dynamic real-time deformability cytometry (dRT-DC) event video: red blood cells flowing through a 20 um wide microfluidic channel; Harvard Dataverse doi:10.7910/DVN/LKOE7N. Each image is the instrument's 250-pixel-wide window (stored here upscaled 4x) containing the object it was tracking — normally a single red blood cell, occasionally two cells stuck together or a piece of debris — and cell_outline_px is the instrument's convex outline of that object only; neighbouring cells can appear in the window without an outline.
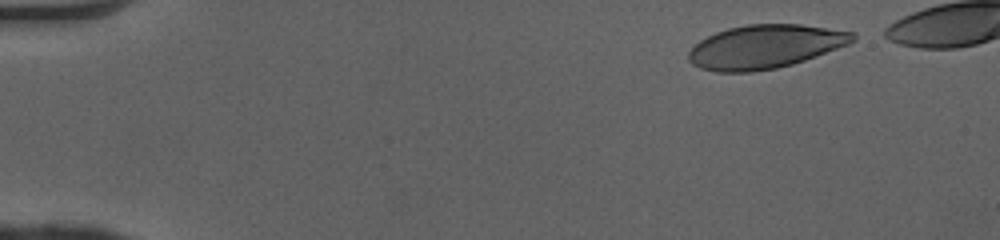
{"species": "human", "species_latin": "Homo sapiens", "temperature_condition": "cold", "stored_images_in_passage": 40, "camera_frame_rate_fps": 3000, "um_per_image_px": 0.085, "donor": {"sex": "female"}, "frame": {"image": 1, "passage_image": 2, "time_ms": 0.333, "image_size_px": [1000, 240], "cell_outline_px": [[856, 40], [848, 44], [804, 60], [792, 64], [776, 68], [752, 72], [716, 72], [700, 68], [692, 64], [688, 60], [688, 52], [700, 40], [716, 32], [728, 28], [748, 24], [800, 24], [856, 32]], "centroid_in_image_um": [65.02, 3.96], "position_along_channel_um": 20.0, "area_um2": 41.67}}
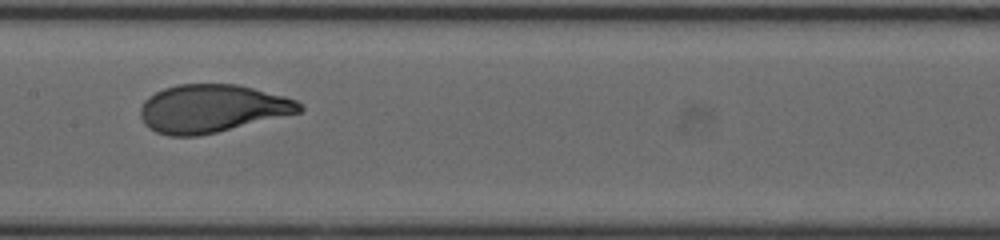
{"frame": {"image": 2, "passage_image": 23, "time_ms": 7.333, "image_size_px": [1000, 240], "cell_outline_px": [[304, 108], [300, 112], [200, 136], [168, 136], [156, 132], [148, 128], [144, 124], [140, 116], [140, 108], [144, 100], [148, 96], [164, 88], [176, 84], [236, 84], [284, 96], [296, 100]], "centroid_in_image_um": [17.96, 9.23], "position_along_channel_um": 189.4, "area_um2": 44.39}}
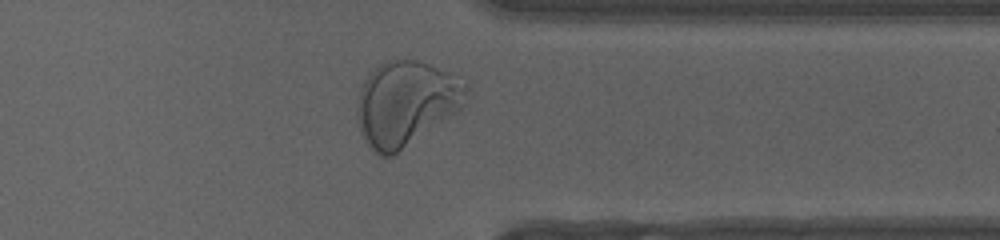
{"frame": {"image": 3, "passage_image": 37, "time_ms": 12.0, "image_size_px": [1000, 240], "cell_outline_px": [[468, 88], [464, 104], [456, 112], [392, 156], [380, 156], [364, 140], [360, 132], [356, 120], [356, 108], [360, 88], [368, 72], [380, 64], [388, 60], [416, 60], [428, 64], [468, 80]], "centroid_in_image_um": [34.49, 8.76], "position_along_channel_um": 376.9, "area_um2": 53.93}, "authors_computed_cell_mechanics": {"area_um2": 44.3037, "velocity_mm_per_s": 4.0698, "shape_relaxation_time_tau1_ms": 3.3823, "shape_relaxation_time_tau2_ms": null, "deformation_change_tau1": 0.2181, "deformation_change_tau2": null}}